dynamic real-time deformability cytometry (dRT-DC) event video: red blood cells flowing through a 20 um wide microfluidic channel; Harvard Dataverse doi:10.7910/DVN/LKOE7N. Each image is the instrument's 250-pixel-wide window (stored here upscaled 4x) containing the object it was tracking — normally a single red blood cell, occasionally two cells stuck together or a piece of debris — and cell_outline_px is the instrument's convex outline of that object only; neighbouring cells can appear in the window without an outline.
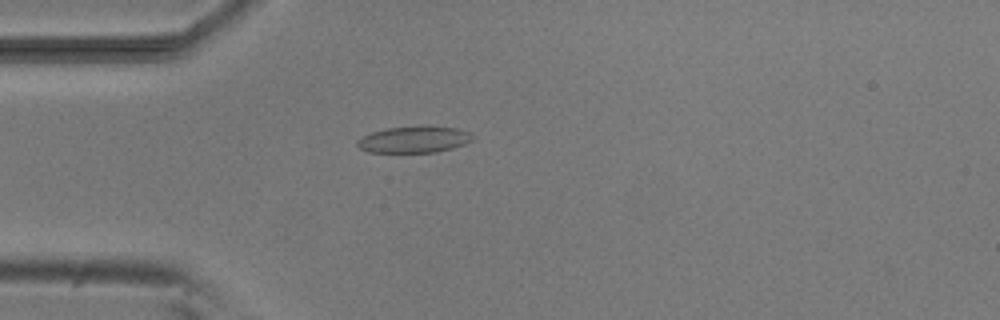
{"species": "common noctule bat (a hibernating species)", "species_latin": "Nyctalus noctula", "temperature_condition": "room temperature", "stored_images_in_passage": 2, "camera_frame_rate_fps": 3000, "um_per_image_px": 0.085, "animal": {"sex": "male", "body_mass_g": 20.5, "forearm_length_mm": 52.5}, "frame": {"image": 1, "passage_image": 2, "time_ms": 1.0, "image_size_px": [1000, 320], "cell_outline_px": [[472, 140], [464, 144], [452, 148], [436, 152], [368, 152], [360, 148], [356, 144], [356, 140], [360, 136], [384, 128], [420, 124], [428, 124], [456, 128], [468, 132], [472, 136]], "centroid_in_image_um": [35.15, 11.82], "position_along_channel_um": 49.8, "area_um2": 18.32}}